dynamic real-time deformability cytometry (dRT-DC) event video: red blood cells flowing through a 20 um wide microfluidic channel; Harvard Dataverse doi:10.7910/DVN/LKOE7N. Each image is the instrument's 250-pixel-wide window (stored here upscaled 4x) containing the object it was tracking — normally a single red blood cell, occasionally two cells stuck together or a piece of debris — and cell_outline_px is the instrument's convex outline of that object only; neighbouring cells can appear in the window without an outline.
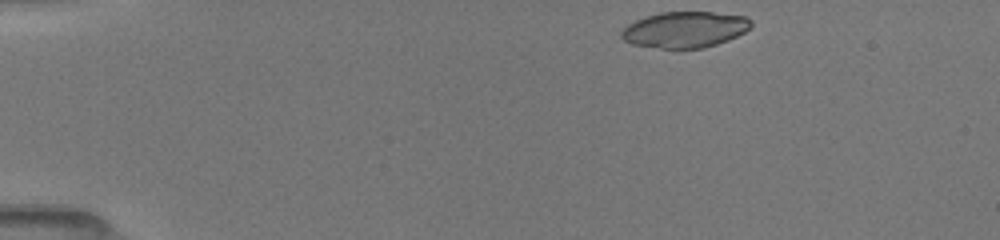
{"species": "common noctule bat (a hibernating species)", "species_latin": "Nyctalus noctula", "temperature_condition": "room temperature", "stored_images_in_passage": 43, "camera_frame_rate_fps": 3000, "um_per_image_px": 0.085, "animal": {"sex": "female", "body_mass_g": 19.5, "forearm_length_mm": 54.1}, "frame": {"image": 1, "passage_image": 1, "time_ms": 0.0, "image_size_px": [1000, 240], "cell_outline_px": [[752, 24], [744, 32], [728, 40], [704, 48], [660, 48], [632, 44], [624, 40], [620, 36], [620, 32], [628, 24], [644, 16], [660, 12], [712, 12], [748, 16], [752, 20]], "centroid_in_image_um": [58.21, 2.5], "position_along_channel_um": 26.8, "area_um2": 27.28}}
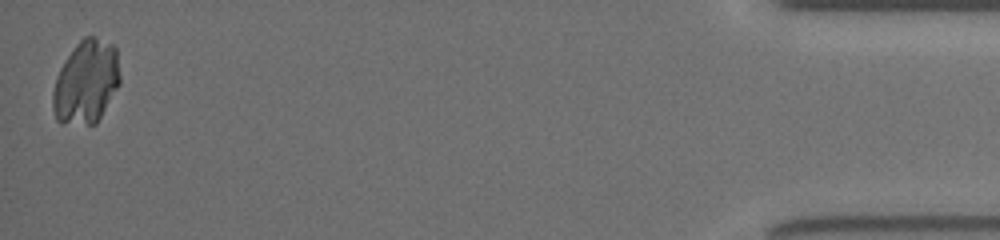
{"frame": {"image": 2, "passage_image": 43, "time_ms": 14.0, "image_size_px": [1000, 240], "cell_outline_px": [[120, 84], [96, 124], [60, 124], [56, 120], [52, 108], [52, 92], [56, 76], [64, 60], [76, 44], [84, 36], [92, 36], [112, 44], [116, 48], [120, 76]], "centroid_in_image_um": [7.3, 6.99], "position_along_channel_um": 427.9, "area_um2": 32.95}}